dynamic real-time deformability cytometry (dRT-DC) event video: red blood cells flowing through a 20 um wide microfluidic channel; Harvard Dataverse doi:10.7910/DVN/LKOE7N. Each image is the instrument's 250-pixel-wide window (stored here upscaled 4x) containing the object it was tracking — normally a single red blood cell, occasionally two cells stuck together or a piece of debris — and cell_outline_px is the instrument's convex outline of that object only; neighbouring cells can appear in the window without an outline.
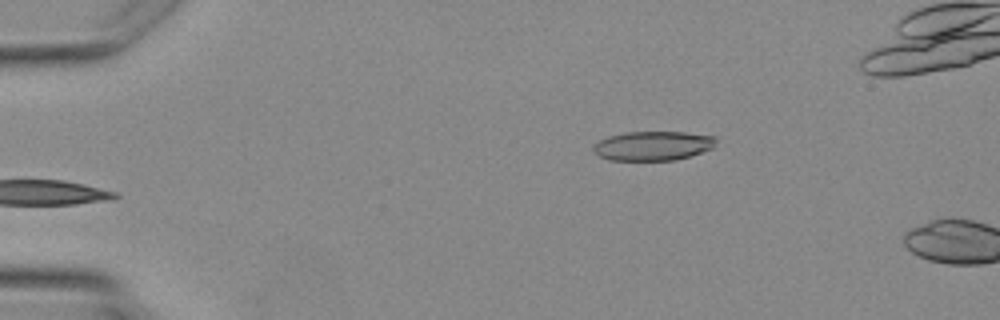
{"species": "Egyptian fruit bat (a non-hibernating species)", "species_latin": "Rousettus aegyptiacus", "temperature_condition": "warm", "stored_images_in_passage": 2, "camera_frame_rate_fps": 3000, "um_per_image_px": 0.085, "animal": {"sex": "female"}, "frame": {"image": 1, "passage_image": 2, "time_ms": 1.333, "image_size_px": [1000, 320], "cell_outline_px": [[716, 144], [712, 148], [676, 160], [608, 160], [592, 152], [592, 144], [608, 136], [624, 132], [684, 132], [716, 136]], "centroid_in_image_um": [55.46, 12.39], "position_along_channel_um": 29.5, "area_um2": 21.04}}